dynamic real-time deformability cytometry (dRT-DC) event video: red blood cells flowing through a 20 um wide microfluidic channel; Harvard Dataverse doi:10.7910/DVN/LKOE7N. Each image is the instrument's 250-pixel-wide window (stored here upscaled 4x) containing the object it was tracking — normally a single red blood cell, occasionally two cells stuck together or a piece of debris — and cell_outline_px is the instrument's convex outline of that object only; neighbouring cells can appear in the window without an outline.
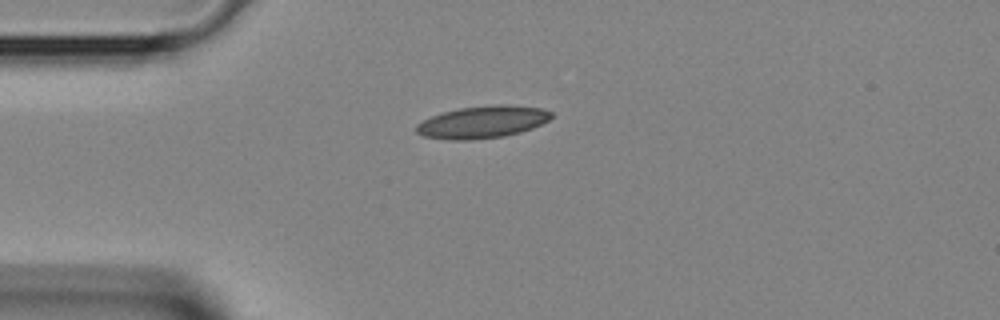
{"species": "Egyptian fruit bat (a non-hibernating species)", "species_latin": "Rousettus aegyptiacus", "temperature_condition": "room temperature", "stored_images_in_passage": 1, "camera_frame_rate_fps": 3000, "um_per_image_px": 0.085, "animal": {"sex": "female"}, "frame": {"image": 1, "passage_image": 1, "time_ms": 0.0, "image_size_px": [1000, 320], "cell_outline_px": [[552, 116], [548, 120], [532, 128], [520, 132], [504, 136], [468, 140], [448, 140], [424, 136], [416, 132], [416, 124], [432, 116], [444, 112], [460, 108], [496, 104], [508, 104], [540, 108], [552, 112]], "centroid_in_image_um": [41.01, 10.37], "position_along_channel_um": 44.0, "area_um2": 25.2}}